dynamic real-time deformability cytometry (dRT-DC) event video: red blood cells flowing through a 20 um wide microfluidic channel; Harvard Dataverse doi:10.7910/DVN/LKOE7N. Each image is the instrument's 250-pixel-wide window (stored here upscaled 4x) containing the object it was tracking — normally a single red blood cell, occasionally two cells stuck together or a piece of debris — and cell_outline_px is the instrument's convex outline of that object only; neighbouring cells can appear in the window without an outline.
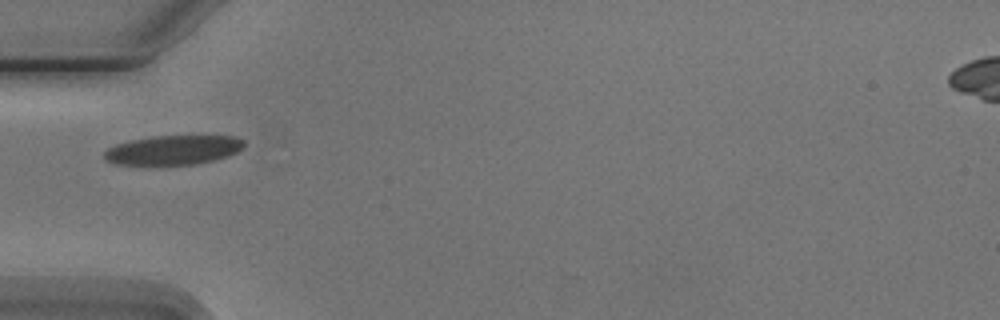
{"species": "Egyptian fruit bat (a non-hibernating species)", "species_latin": "Rousettus aegyptiacus", "temperature_condition": "cold", "stored_images_in_passage": 3, "camera_frame_rate_fps": 3000, "um_per_image_px": 0.085, "animal": {"sex": "male"}, "frame": {"image": 1, "passage_image": 1, "time_ms": 0.0, "image_size_px": [1000, 320], "cell_outline_px": [[244, 148], [228, 156], [196, 164], [116, 164], [104, 160], [104, 152], [108, 148], [116, 144], [132, 140], [152, 136], [236, 136], [244, 140]], "centroid_in_image_um": [14.74, 12.74], "position_along_channel_um": 70.3, "area_um2": 23.76}}
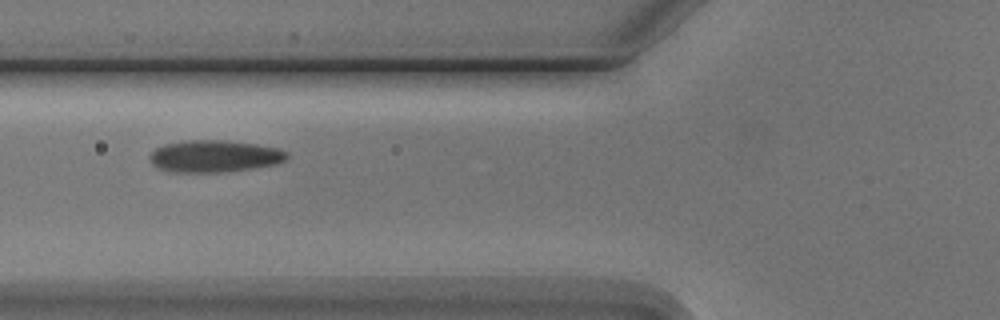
{"frame": {"image": 2, "passage_image": 2, "time_ms": 1.0, "image_size_px": [1000, 320], "cell_outline_px": [[288, 156], [284, 160], [276, 164], [252, 168], [220, 172], [172, 172], [156, 168], [152, 164], [148, 156], [156, 148], [164, 144], [188, 140], [224, 140], [256, 144], [280, 148], [288, 152]], "centroid_in_image_um": [18.21, 13.27], "position_along_channel_um": 107.6, "area_um2": 25.66}}
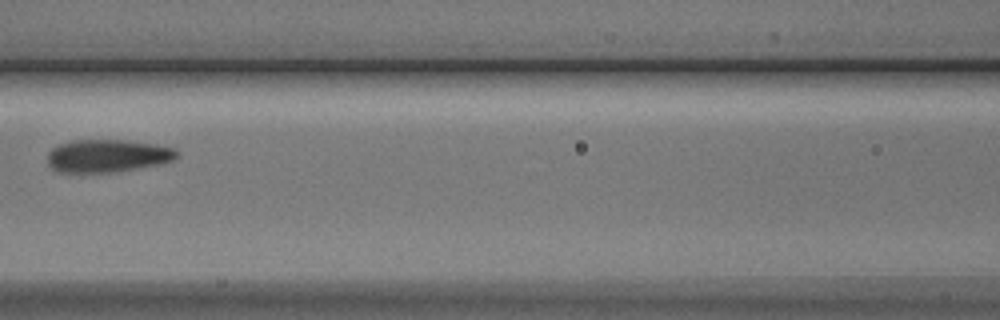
{"frame": {"image": 3, "passage_image": 3, "time_ms": 2.333, "image_size_px": [1000, 320], "cell_outline_px": [[180, 152], [172, 160], [156, 164], [108, 172], [56, 172], [48, 164], [48, 152], [52, 148], [60, 144], [72, 140], [124, 140], [156, 144], [176, 148]], "centroid_in_image_um": [9.1, 13.22], "position_along_channel_um": 157.5, "area_um2": 24.39}}